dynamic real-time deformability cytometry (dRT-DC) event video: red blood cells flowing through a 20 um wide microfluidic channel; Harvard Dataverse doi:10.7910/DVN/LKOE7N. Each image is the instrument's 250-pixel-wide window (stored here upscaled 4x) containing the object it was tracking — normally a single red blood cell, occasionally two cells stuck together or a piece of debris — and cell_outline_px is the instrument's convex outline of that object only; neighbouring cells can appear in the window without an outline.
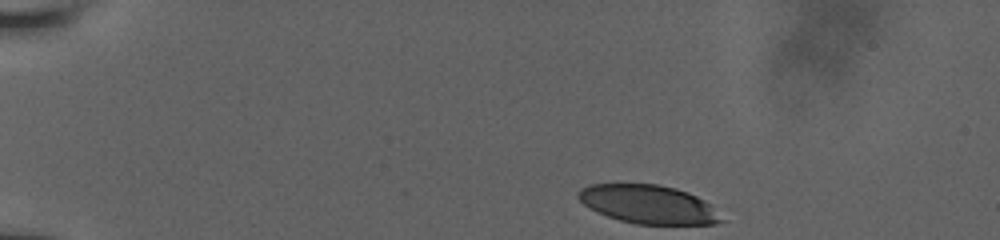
{"species": "human", "species_latin": "Homo sapiens", "temperature_condition": "room temperature", "stored_images_in_passage": 12, "camera_frame_rate_fps": 3000, "um_per_image_px": 0.085, "donor": {"sex": "male"}, "frame": {"image": 1, "passage_image": 1, "time_ms": 0.0, "image_size_px": [1000, 240], "cell_outline_px": [[724, 220], [716, 224], [636, 224], [620, 220], [596, 212], [584, 204], [576, 196], [576, 192], [580, 188], [588, 184], [656, 184], [676, 188], [688, 192], [704, 200]], "centroid_in_image_um": [55.06, 17.36], "position_along_channel_um": 29.9, "area_um2": 32.02}}
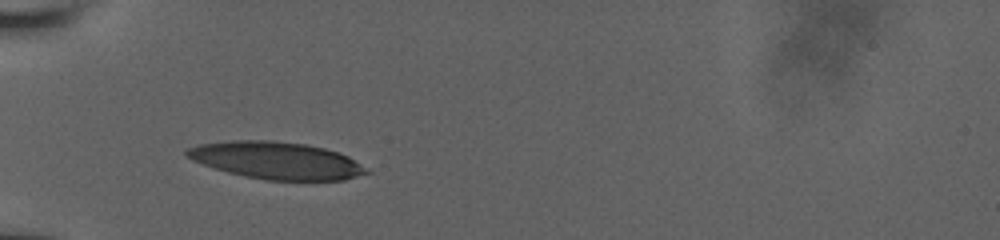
{"frame": {"image": 2, "passage_image": 11, "time_ms": 3.0, "image_size_px": [1000, 240], "cell_outline_px": [[372, 172], [344, 180], [264, 180], [244, 176], [228, 172], [192, 160], [184, 156], [184, 152], [188, 148], [200, 144], [232, 140], [272, 140], [308, 144], [324, 148], [348, 156]], "centroid_in_image_um": [23.49, 13.63], "position_along_channel_um": 61.5, "area_um2": 38.9}}